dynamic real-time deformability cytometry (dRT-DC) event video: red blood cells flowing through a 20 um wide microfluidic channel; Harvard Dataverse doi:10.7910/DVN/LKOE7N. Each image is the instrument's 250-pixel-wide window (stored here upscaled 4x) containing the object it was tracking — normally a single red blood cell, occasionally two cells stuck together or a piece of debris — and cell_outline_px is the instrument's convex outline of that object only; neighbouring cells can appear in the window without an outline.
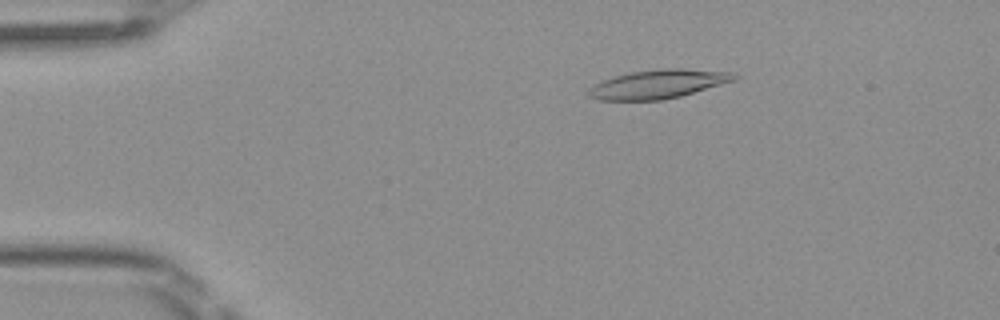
{"species": "Egyptian fruit bat (a non-hibernating species)", "species_latin": "Rousettus aegyptiacus", "temperature_condition": "room temperature", "stored_images_in_passage": 48, "camera_frame_rate_fps": 3000, "um_per_image_px": 0.085, "frame": {"image": 1, "passage_image": 7, "time_ms": 2.0, "image_size_px": [1000, 320], "cell_outline_px": [[740, 76], [736, 80], [680, 96], [660, 100], [600, 100], [588, 96], [588, 88], [604, 80], [616, 76], [632, 72], [660, 68], [684, 68], [732, 72]], "centroid_in_image_um": [55.98, 7.14], "position_along_channel_um": 29.0, "area_um2": 24.33}}
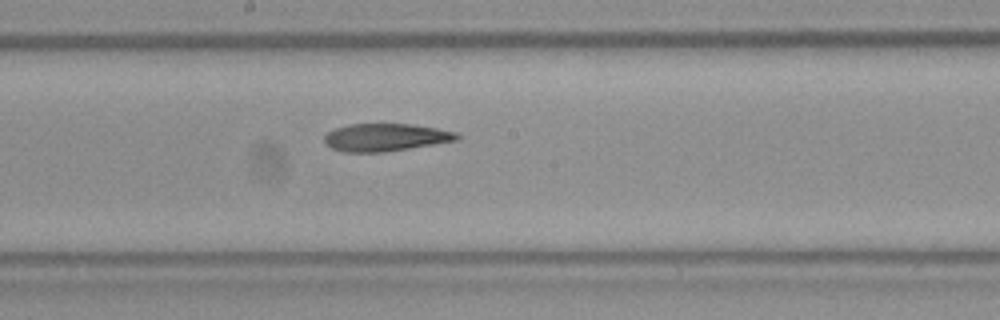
{"frame": {"image": 2, "passage_image": 25, "time_ms": 8.0, "image_size_px": [1000, 320], "cell_outline_px": [[460, 140], [384, 152], [344, 152], [332, 148], [324, 140], [324, 136], [328, 132], [336, 128], [348, 124], [412, 124], [436, 128], [456, 132], [460, 136]], "centroid_in_image_um": [32.8, 11.67], "position_along_channel_um": 215.4, "area_um2": 21.27}}
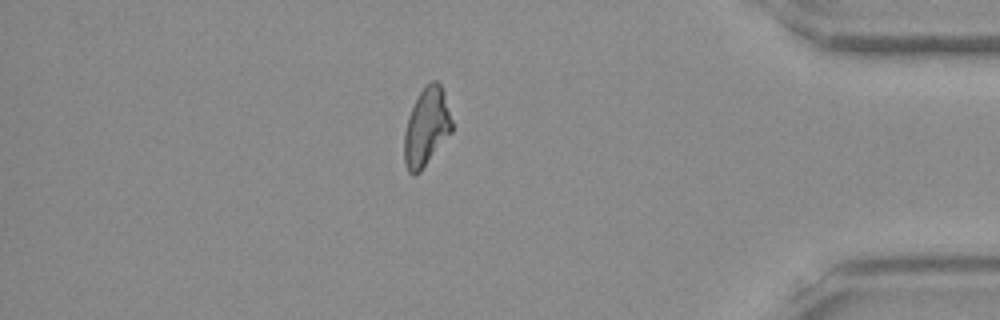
{"frame": {"image": 3, "passage_image": 41, "time_ms": 13.333, "image_size_px": [1000, 320], "cell_outline_px": [[452, 132], [420, 172], [412, 176], [408, 172], [404, 164], [404, 132], [408, 116], [420, 92], [432, 80], [436, 80], [440, 84], [444, 92], [452, 120]], "centroid_in_image_um": [36.24, 10.84], "position_along_channel_um": 399.0, "area_um2": 21.68}, "authors_computed_cell_mechanics": {"area_um2": 22.2819, "velocity_mm_per_s": 4.098, "shape_relaxation_time_tau1_ms": null, "shape_relaxation_time_tau2_ms": 6.4092, "deformation_change_tau1": null, "deformation_change_tau2": 0.1708}}